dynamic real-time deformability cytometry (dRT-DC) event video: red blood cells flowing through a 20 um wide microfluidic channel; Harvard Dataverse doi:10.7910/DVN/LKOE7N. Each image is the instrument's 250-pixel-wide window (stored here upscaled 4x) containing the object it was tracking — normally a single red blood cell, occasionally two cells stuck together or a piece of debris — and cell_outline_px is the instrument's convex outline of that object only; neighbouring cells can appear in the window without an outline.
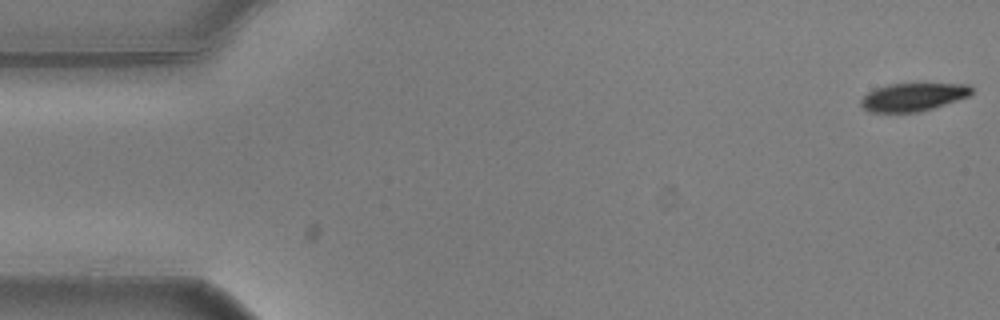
{"species": "common noctule bat (a hibernating species)", "species_latin": "Nyctalus noctula", "temperature_condition": "warm", "stored_images_in_passage": 16, "camera_frame_rate_fps": 3000, "um_per_image_px": 0.085, "animal": {"sex": "male", "body_mass_g": 20.5, "forearm_length_mm": 52.5}, "frame": {"image": 1, "passage_image": 1, "time_ms": 0.0, "image_size_px": [1000, 320], "cell_outline_px": [[972, 92], [968, 96], [920, 112], [868, 112], [860, 104], [860, 100], [868, 92], [876, 88], [888, 84], [968, 84], [972, 88]], "centroid_in_image_um": [77.57, 8.25], "position_along_channel_um": 7.4, "area_um2": 17.86}}
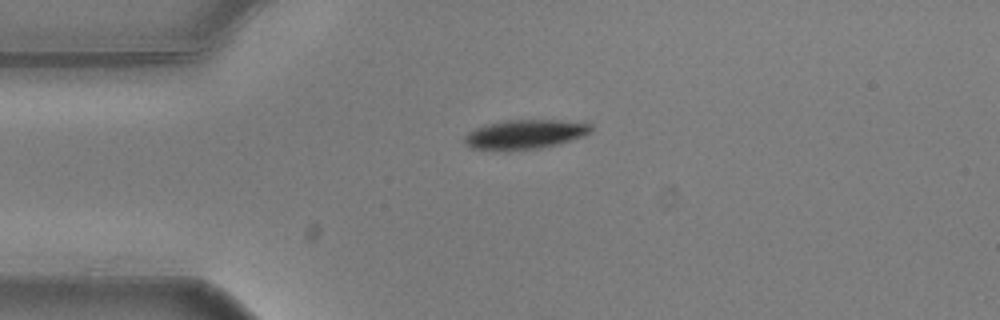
{"frame": {"image": 2, "passage_image": 13, "time_ms": 4.0, "image_size_px": [1000, 320], "cell_outline_px": [[592, 132], [584, 136], [556, 144], [540, 148], [472, 148], [464, 144], [464, 136], [468, 132], [476, 128], [488, 124], [504, 120], [560, 120], [592, 124]], "centroid_in_image_um": [44.66, 11.38], "position_along_channel_um": 40.3, "area_um2": 20.92}}